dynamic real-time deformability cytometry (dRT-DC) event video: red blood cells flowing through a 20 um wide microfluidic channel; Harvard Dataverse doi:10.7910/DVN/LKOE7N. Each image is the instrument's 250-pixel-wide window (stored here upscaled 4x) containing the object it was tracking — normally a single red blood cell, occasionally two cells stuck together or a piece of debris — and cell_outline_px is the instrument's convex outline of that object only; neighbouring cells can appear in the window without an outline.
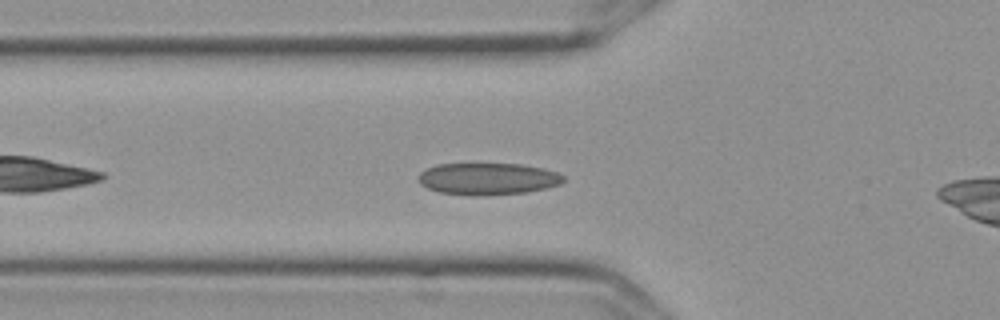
{"species": "Egyptian fruit bat (a non-hibernating species)", "species_latin": "Rousettus aegyptiacus", "temperature_condition": "cold", "stored_images_in_passage": 39, "camera_frame_rate_fps": 3000, "um_per_image_px": 0.085, "frame": {"image": 1, "passage_image": 2, "time_ms": 0.333, "image_size_px": [1000, 320], "cell_outline_px": [[564, 180], [560, 184], [528, 192], [476, 196], [440, 192], [428, 188], [420, 184], [416, 176], [420, 172], [436, 164], [520, 164], [544, 168], [556, 172], [564, 176]], "centroid_in_image_um": [41.44, 15.2], "position_along_channel_um": 84.4, "area_um2": 26.93}}
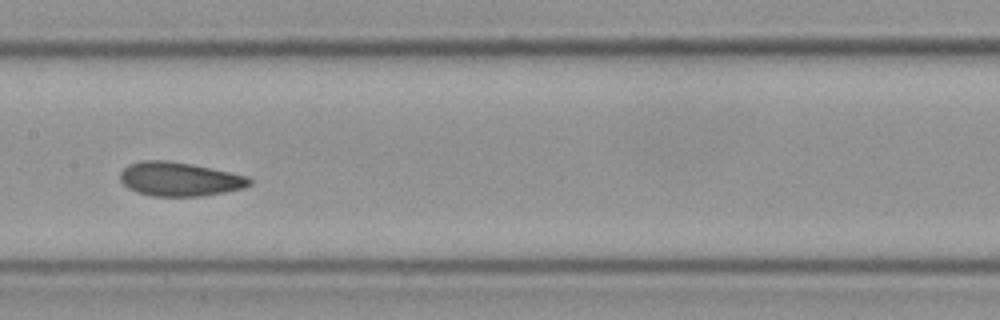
{"frame": {"image": 2, "passage_image": 11, "time_ms": 3.333, "image_size_px": [1000, 320], "cell_outline_px": [[252, 184], [244, 188], [224, 192], [200, 196], [152, 196], [136, 192], [128, 188], [120, 180], [120, 172], [128, 164], [140, 160], [164, 160], [192, 164], [248, 176], [252, 180]], "centroid_in_image_um": [15.25, 15.22], "position_along_channel_um": 192.2, "area_um2": 25.66}}
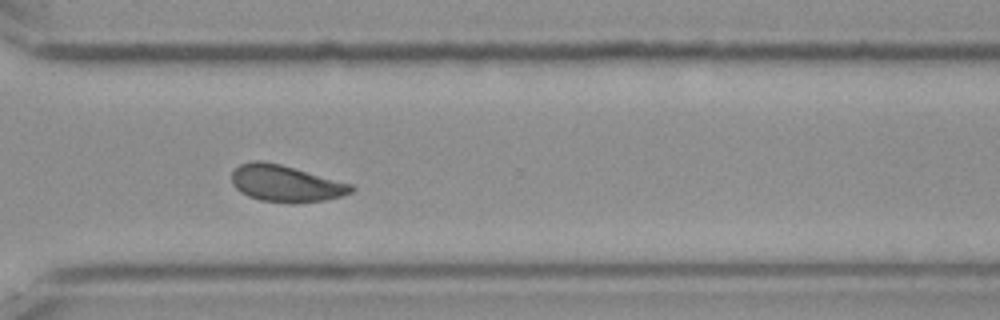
{"frame": {"image": 3, "passage_image": 24, "time_ms": 7.667, "image_size_px": [1000, 320], "cell_outline_px": [[356, 188], [352, 192], [340, 196], [324, 200], [292, 204], [260, 200], [248, 196], [240, 192], [232, 184], [232, 172], [240, 164], [256, 160], [260, 160], [280, 164], [352, 184]], "centroid_in_image_um": [24.28, 15.61], "position_along_channel_um": 346.3, "area_um2": 25.49}, "authors_computed_cell_mechanics": {"area_um2": 25.3742, "velocity_mm_per_s": 3.5654, "shape_relaxation_time_tau1_ms": 4.6116, "shape_relaxation_time_tau2_ms": 1.6446, "deformation_change_tau1": 0.1057, "deformation_change_tau2": 0.0665}}